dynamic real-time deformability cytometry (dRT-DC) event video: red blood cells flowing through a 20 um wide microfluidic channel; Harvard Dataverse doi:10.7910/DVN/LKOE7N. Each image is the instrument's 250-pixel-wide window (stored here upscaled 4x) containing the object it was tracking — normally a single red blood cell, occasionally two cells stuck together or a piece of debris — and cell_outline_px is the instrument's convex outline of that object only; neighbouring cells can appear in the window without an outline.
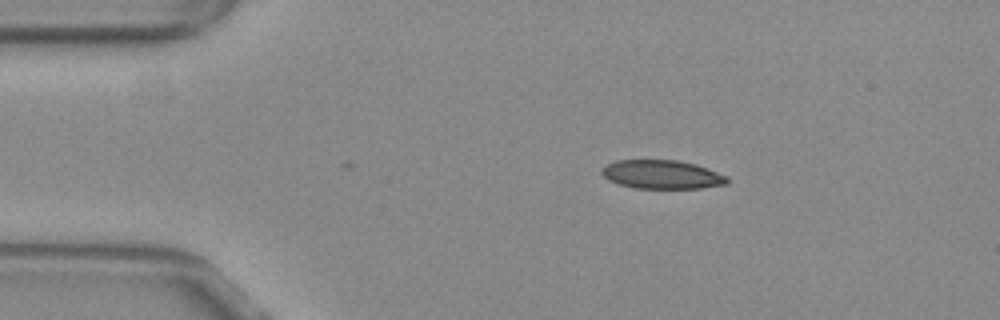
{"species": "common noctule bat (a hibernating species)", "species_latin": "Nyctalus noctula", "temperature_condition": "warm", "stored_images_in_passage": 32, "camera_frame_rate_fps": 3000, "um_per_image_px": 0.085, "animal": {"sex": "female", "body_mass_g": 29.2, "forearm_length_mm": 56.3}, "frame": {"image": 1, "passage_image": 1, "time_ms": 0.0, "image_size_px": [1000, 320], "cell_outline_px": [[728, 184], [700, 188], [636, 188], [620, 184], [608, 180], [600, 172], [608, 164], [616, 160], [676, 160], [696, 164], [728, 176]], "centroid_in_image_um": [56.29, 14.83], "position_along_channel_um": 28.7, "area_um2": 20.87}}
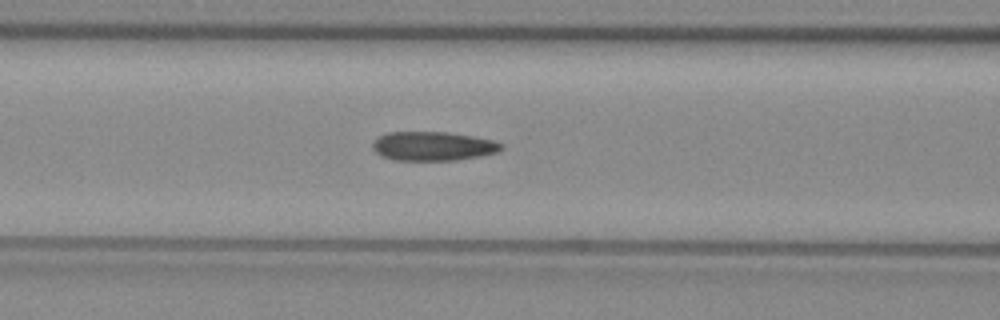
{"frame": {"image": 2, "passage_image": 13, "time_ms": 4.0, "image_size_px": [1000, 320], "cell_outline_px": [[504, 148], [500, 152], [480, 156], [456, 160], [392, 160], [376, 152], [372, 148], [372, 144], [380, 136], [388, 132], [448, 132], [496, 140], [504, 144]], "centroid_in_image_um": [36.88, 12.42], "position_along_channel_um": 129.7, "area_um2": 21.91}}
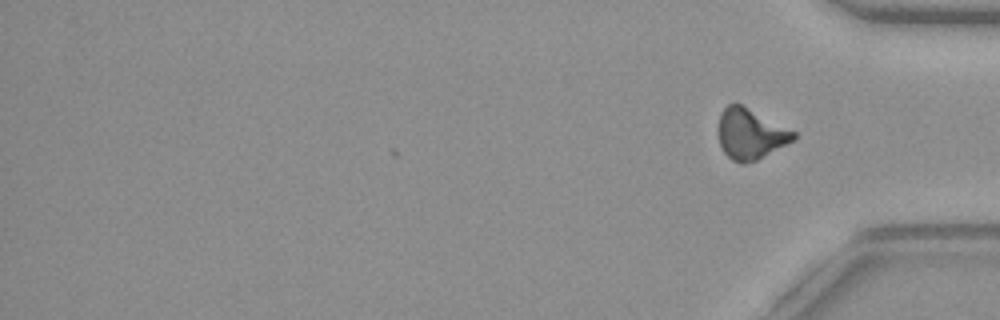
{"frame": {"image": 3, "passage_image": 32, "time_ms": 10.333, "image_size_px": [1000, 320], "cell_outline_px": [[796, 140], [756, 160], [744, 164], [732, 160], [724, 152], [720, 144], [720, 112], [728, 104], [740, 104], [796, 132]], "centroid_in_image_um": [63.81, 11.4], "position_along_channel_um": 371.4, "area_um2": 21.73}, "authors_computed_cell_mechanics": {"area_um2": 22.1085, "velocity_mm_per_s": 3.8615, "shape_relaxation_time_tau1_ms": null, "shape_relaxation_time_tau2_ms": 2.7745, "deformation_change_tau1": null, "deformation_change_tau2": 0.0917}}